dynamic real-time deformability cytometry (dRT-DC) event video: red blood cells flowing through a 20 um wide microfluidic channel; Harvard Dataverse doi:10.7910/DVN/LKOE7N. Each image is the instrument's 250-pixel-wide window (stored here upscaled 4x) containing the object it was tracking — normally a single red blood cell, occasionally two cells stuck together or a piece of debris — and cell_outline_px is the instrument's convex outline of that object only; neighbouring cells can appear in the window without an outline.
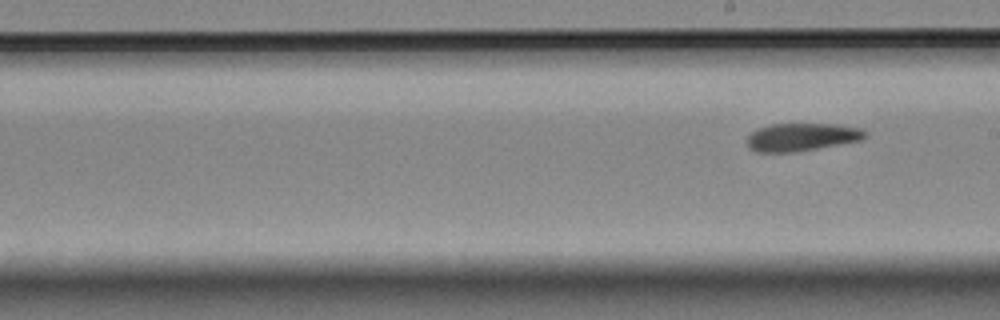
{"species": "Egyptian fruit bat (a non-hibernating species)", "species_latin": "Rousettus aegyptiacus", "temperature_condition": "room temperature", "stored_images_in_passage": 8, "segment_of_instrument_passage": [2, 2], "camera_frame_rate_fps": 3000, "um_per_image_px": 0.085, "animal": {"sex": "female"}, "frame": {"image": 1, "passage_image": 8, "time_ms": 8.667, "image_size_px": [1000, 320], "cell_outline_px": [[868, 136], [864, 140], [796, 152], [756, 152], [748, 148], [748, 136], [756, 128], [772, 124], [836, 124], [860, 128]], "centroid_in_image_um": [68.15, 11.65], "position_along_channel_um": 220.8, "area_um2": 19.31}}